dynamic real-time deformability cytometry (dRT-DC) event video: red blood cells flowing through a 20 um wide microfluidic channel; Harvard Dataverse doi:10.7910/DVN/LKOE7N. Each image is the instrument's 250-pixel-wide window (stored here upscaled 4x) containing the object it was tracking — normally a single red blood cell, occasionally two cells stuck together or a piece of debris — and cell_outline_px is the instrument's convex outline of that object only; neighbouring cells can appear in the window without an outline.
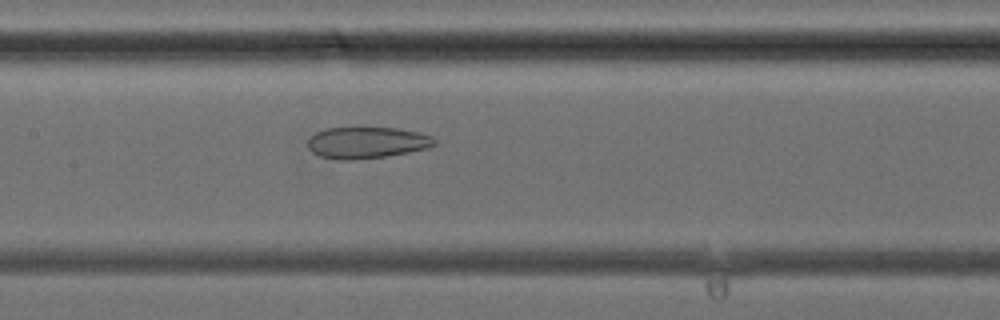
{"species": "common noctule bat (a hibernating species)", "species_latin": "Nyctalus noctula", "temperature_condition": "cold", "stored_images_in_passage": 28, "camera_frame_rate_fps": 3000, "um_per_image_px": 0.085, "animal": {"sex": "female", "body_mass_g": 24.6, "forearm_length_mm": 56.2}, "frame": {"image": 1, "passage_image": 8, "time_ms": 2.333, "image_size_px": [1000, 320], "cell_outline_px": [[436, 144], [428, 148], [408, 152], [384, 156], [356, 160], [340, 160], [320, 156], [312, 152], [308, 148], [308, 140], [316, 132], [328, 128], [396, 128], [420, 132], [432, 136], [436, 140]], "centroid_in_image_um": [31.19, 12.12], "position_along_channel_um": 176.2, "area_um2": 23.18}}
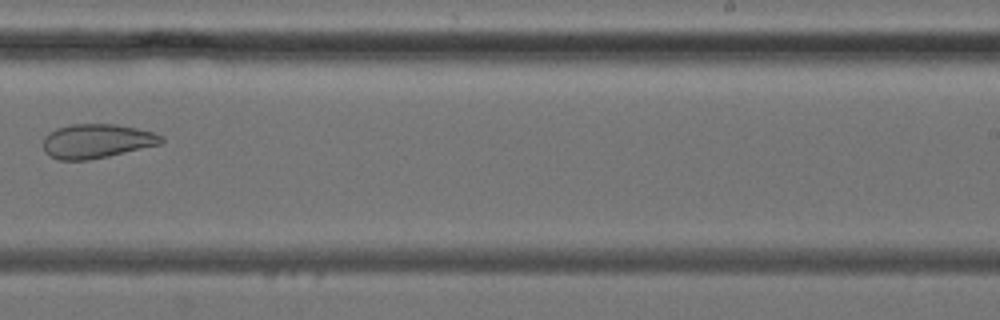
{"frame": {"image": 2, "passage_image": 14, "time_ms": 4.333, "image_size_px": [1000, 320], "cell_outline_px": [[164, 140], [160, 144], [108, 156], [88, 160], [60, 160], [44, 152], [44, 136], [48, 132], [56, 128], [72, 124], [116, 124], [136, 128], [152, 132], [164, 136]], "centroid_in_image_um": [8.21, 11.98], "position_along_channel_um": 280.8, "area_um2": 23.47}}
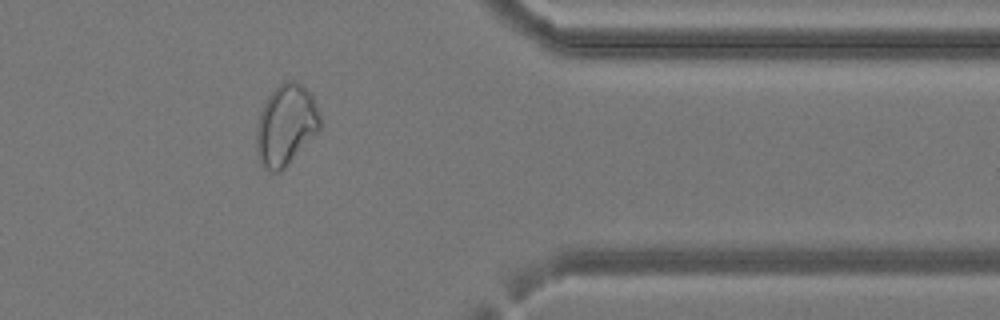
{"frame": {"image": 3, "passage_image": 21, "time_ms": 6.667, "image_size_px": [1000, 320], "cell_outline_px": [[320, 128], [288, 164], [280, 172], [272, 172], [260, 160], [256, 152], [256, 124], [260, 112], [268, 96], [280, 84], [292, 80], [296, 80], [312, 96], [320, 116]], "centroid_in_image_um": [24.28, 10.62], "position_along_channel_um": 387.1, "area_um2": 29.36}}